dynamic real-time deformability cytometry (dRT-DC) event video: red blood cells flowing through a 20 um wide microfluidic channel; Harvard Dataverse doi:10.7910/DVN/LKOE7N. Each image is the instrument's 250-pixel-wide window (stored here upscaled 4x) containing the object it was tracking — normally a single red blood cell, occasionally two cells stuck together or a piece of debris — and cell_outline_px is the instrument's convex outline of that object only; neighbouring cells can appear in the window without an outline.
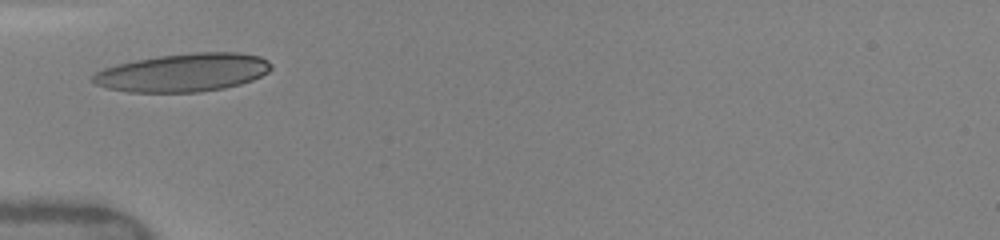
{"species": "human", "species_latin": "Homo sapiens", "temperature_condition": "warm", "stored_images_in_passage": 7, "camera_frame_rate_fps": 3000, "um_per_image_px": 0.085, "donor": {"sex": "female"}, "frame": {"image": 1, "passage_image": 1, "time_ms": 0.0, "image_size_px": [1000, 240], "cell_outline_px": [[272, 68], [268, 72], [252, 80], [240, 84], [224, 88], [200, 92], [128, 92], [108, 88], [96, 84], [92, 80], [92, 76], [96, 72], [104, 68], [116, 64], [136, 60], [160, 56], [192, 52], [240, 52], [260, 56], [268, 60], [272, 64]], "centroid_in_image_um": [15.6, 6.16], "position_along_channel_um": 69.4, "area_um2": 39.77}}